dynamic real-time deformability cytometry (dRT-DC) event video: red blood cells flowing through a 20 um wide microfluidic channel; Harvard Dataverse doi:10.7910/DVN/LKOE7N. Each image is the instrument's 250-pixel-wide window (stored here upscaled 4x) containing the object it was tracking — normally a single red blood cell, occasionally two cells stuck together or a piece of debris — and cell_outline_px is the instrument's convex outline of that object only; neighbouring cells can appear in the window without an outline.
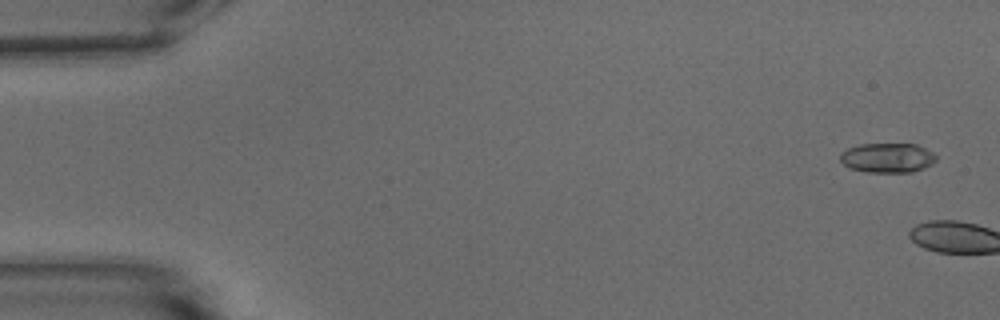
{"species": "common noctule bat (a hibernating species)", "species_latin": "Nyctalus noctula", "temperature_condition": "warm", "stored_images_in_passage": 3, "camera_frame_rate_fps": 3000, "um_per_image_px": 0.085, "animal": {"sex": "male", "body_mass_g": 15.6}, "frame": {"image": 1, "passage_image": 1, "time_ms": 0.0, "image_size_px": [1000, 320], "cell_outline_px": [[936, 160], [932, 164], [924, 168], [912, 172], [868, 172], [848, 168], [840, 160], [840, 152], [848, 148], [860, 144], [916, 144], [932, 152], [936, 156]], "centroid_in_image_um": [75.42, 13.42], "position_along_channel_um": 9.6, "area_um2": 16.59}}